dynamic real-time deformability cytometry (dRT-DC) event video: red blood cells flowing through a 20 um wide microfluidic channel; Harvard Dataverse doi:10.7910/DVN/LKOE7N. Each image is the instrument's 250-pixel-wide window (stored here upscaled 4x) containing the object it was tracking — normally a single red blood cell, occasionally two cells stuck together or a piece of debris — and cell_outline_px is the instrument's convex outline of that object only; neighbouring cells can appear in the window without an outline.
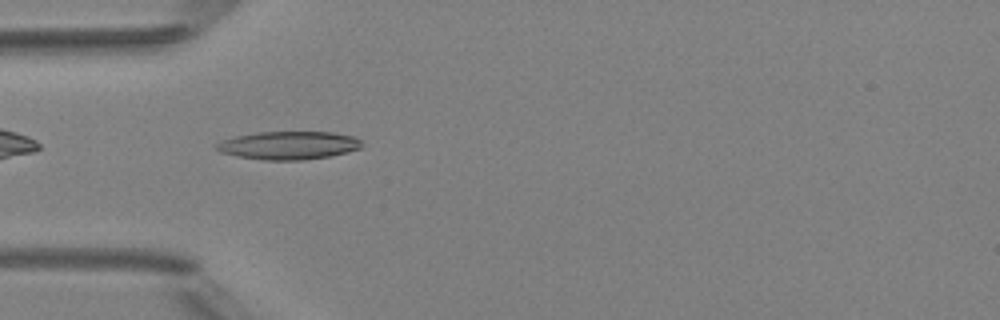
{"species": "Egyptian fruit bat (a non-hibernating species)", "species_latin": "Rousettus aegyptiacus", "temperature_condition": "room temperature", "stored_images_in_passage": 5, "camera_frame_rate_fps": 3000, "um_per_image_px": 0.085, "animal": {"sex": "female"}, "frame": {"image": 1, "passage_image": 4, "time_ms": 4.333, "image_size_px": [1000, 320], "cell_outline_px": [[364, 144], [360, 148], [348, 152], [328, 156], [304, 160], [264, 160], [236, 156], [220, 152], [216, 148], [216, 144], [220, 140], [236, 136], [256, 132], [332, 132], [352, 136], [360, 140]], "centroid_in_image_um": [24.52, 12.35], "position_along_channel_um": 60.5, "area_um2": 23.87}}
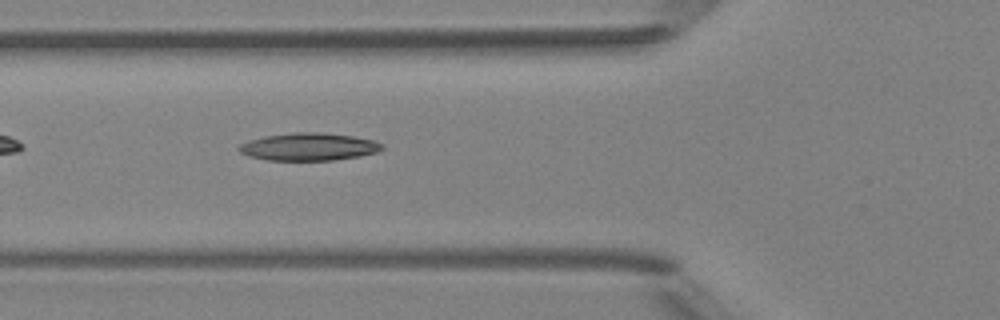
{"frame": {"image": 2, "passage_image": 5, "time_ms": 5.333, "image_size_px": [1000, 320], "cell_outline_px": [[384, 148], [376, 152], [360, 156], [332, 160], [268, 160], [248, 156], [240, 152], [236, 148], [240, 144], [248, 140], [264, 136], [296, 132], [324, 132], [352, 136], [372, 140], [384, 144]], "centroid_in_image_um": [26.22, 12.47], "position_along_channel_um": 99.6, "area_um2": 23.06}}